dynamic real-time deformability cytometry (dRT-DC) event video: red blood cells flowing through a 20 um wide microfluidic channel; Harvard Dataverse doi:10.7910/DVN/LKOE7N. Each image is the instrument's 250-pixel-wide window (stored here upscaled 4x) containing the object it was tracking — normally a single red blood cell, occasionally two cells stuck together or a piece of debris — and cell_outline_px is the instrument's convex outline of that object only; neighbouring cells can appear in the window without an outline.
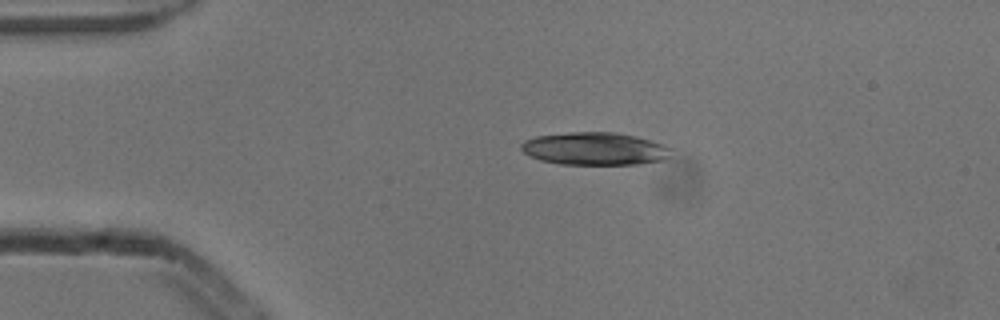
{"species": "common noctule bat (a hibernating species)", "species_latin": "Nyctalus noctula", "temperature_condition": "cold", "stored_images_in_passage": 2, "camera_frame_rate_fps": 3000, "um_per_image_px": 0.085, "animal": {"sex": "male", "body_mass_g": 13.3}, "frame": {"image": 1, "passage_image": 1, "time_ms": 0.0, "image_size_px": [1000, 320], "cell_outline_px": [[672, 156], [668, 160], [640, 164], [560, 164], [540, 160], [524, 152], [520, 148], [520, 144], [524, 140], [536, 136], [572, 132], [612, 132], [636, 136], [664, 144], [672, 148]], "centroid_in_image_um": [50.62, 12.64], "position_along_channel_um": 34.4, "area_um2": 28.84}}